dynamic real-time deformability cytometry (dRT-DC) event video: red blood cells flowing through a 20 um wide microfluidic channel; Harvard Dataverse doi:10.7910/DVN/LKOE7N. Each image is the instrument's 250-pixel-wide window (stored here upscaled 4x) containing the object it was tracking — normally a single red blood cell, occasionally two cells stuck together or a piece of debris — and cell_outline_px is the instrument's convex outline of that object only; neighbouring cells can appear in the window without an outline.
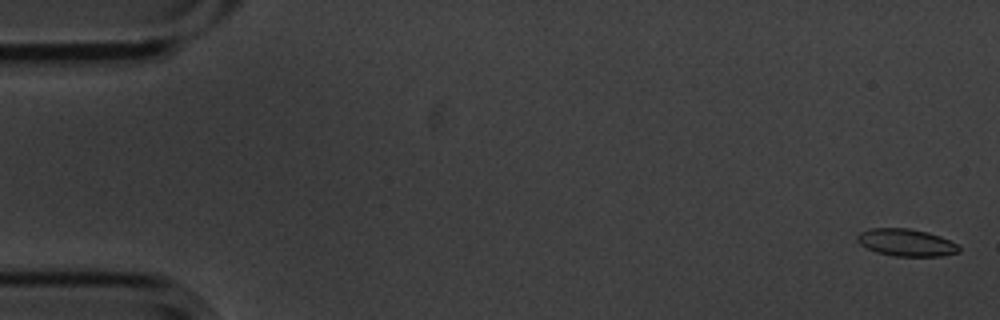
{"species": "common noctule bat (a hibernating species)", "species_latin": "Nyctalus noctula", "temperature_condition": "cold", "stored_images_in_passage": 6, "camera_frame_rate_fps": 3000, "um_per_image_px": 0.085, "animal": {"sex": "male", "body_mass_g": 20.1, "forearm_length_mm": 53.5}, "frame": {"image": 1, "passage_image": 1, "time_ms": 0.0, "image_size_px": [1000, 320], "cell_outline_px": [[960, 252], [940, 256], [892, 256], [876, 252], [860, 244], [856, 240], [856, 236], [860, 232], [872, 228], [908, 228], [928, 232], [940, 236], [956, 244], [960, 248]], "centroid_in_image_um": [77.01, 20.61], "position_along_channel_um": 8.0, "area_um2": 16.13}}